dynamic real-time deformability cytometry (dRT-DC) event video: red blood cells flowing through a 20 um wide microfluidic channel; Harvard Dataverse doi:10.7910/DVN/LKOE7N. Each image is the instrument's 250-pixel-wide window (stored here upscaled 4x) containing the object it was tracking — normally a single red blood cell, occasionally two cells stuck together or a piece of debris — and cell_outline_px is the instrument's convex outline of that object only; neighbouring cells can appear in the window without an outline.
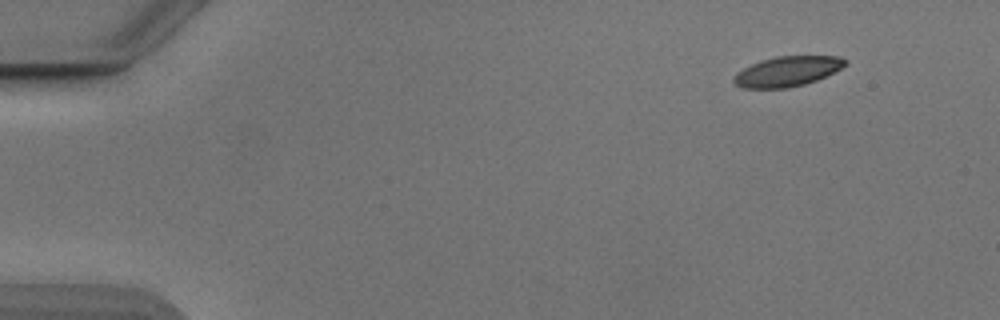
{"species": "Egyptian fruit bat (a non-hibernating species)", "species_latin": "Rousettus aegyptiacus", "temperature_condition": "cold", "stored_images_in_passage": 49, "camera_frame_rate_fps": 3000, "um_per_image_px": 0.085, "animal": {"sex": "male"}, "frame": {"image": 1, "passage_image": 1, "time_ms": 0.0, "image_size_px": [1000, 320], "cell_outline_px": [[848, 64], [816, 80], [804, 84], [788, 88], [744, 88], [736, 84], [732, 80], [736, 72], [752, 64], [776, 56], [840, 56], [848, 60]], "centroid_in_image_um": [66.93, 6.06], "position_along_channel_um": 18.1, "area_um2": 19.31}}
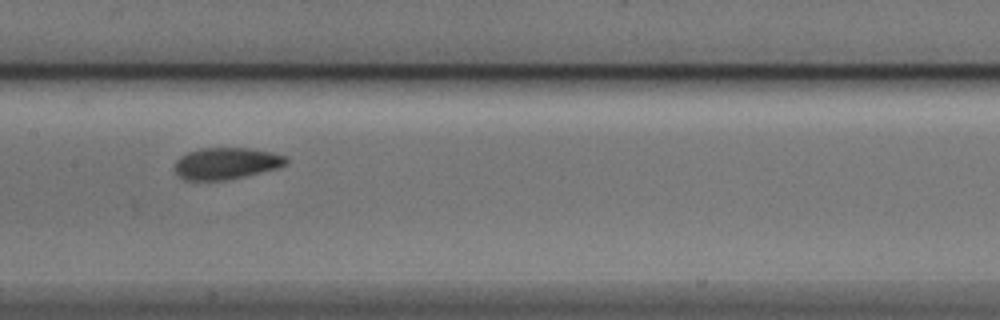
{"frame": {"image": 2, "passage_image": 23, "time_ms": 7.333, "image_size_px": [1000, 320], "cell_outline_px": [[288, 160], [284, 164], [276, 168], [244, 176], [224, 180], [184, 180], [172, 168], [172, 164], [180, 156], [188, 152], [200, 148], [248, 148], [272, 152], [284, 156]], "centroid_in_image_um": [19.15, 13.88], "position_along_channel_um": 188.3, "area_um2": 20.46}}
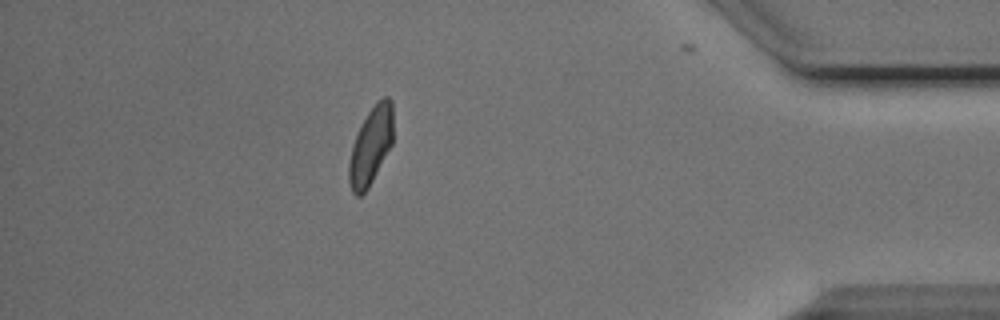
{"frame": {"image": 3, "passage_image": 43, "time_ms": 14.0, "image_size_px": [1000, 320], "cell_outline_px": [[392, 144], [368, 188], [360, 196], [356, 196], [352, 192], [348, 180], [348, 164], [352, 144], [360, 124], [376, 100], [384, 96], [388, 96], [392, 100]], "centroid_in_image_um": [31.5, 12.37], "position_along_channel_um": 403.7, "area_um2": 20.11}, "authors_computed_cell_mechanics": {"area_um2": 20.5768, "velocity_mm_per_s": 3.845, "shape_relaxation_time_tau1_ms": 3.3437, "shape_relaxation_time_tau2_ms": 1.4615, "deformation_change_tau1": 0.1114, "deformation_change_tau2": 0.0526}}